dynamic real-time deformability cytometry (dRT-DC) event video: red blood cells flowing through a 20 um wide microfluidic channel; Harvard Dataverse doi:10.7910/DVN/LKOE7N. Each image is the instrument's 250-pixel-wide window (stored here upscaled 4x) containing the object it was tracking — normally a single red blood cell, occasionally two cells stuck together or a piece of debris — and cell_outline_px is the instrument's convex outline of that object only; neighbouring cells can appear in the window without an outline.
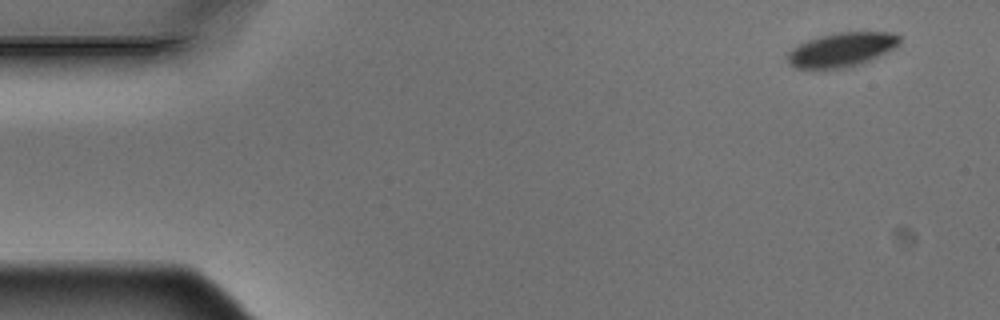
{"species": "Egyptian fruit bat (a non-hibernating species)", "species_latin": "Rousettus aegyptiacus", "temperature_condition": "warm", "stored_images_in_passage": 8, "camera_frame_rate_fps": 3000, "um_per_image_px": 0.085, "animal": {"sex": "male"}, "frame": {"image": 1, "passage_image": 1, "time_ms": 0.0, "image_size_px": [1000, 320], "cell_outline_px": [[900, 40], [896, 48], [888, 52], [860, 64], [844, 68], [792, 68], [788, 64], [788, 52], [792, 48], [808, 40], [820, 36], [836, 32], [892, 32], [900, 36]], "centroid_in_image_um": [71.55, 4.22], "position_along_channel_um": 13.4, "area_um2": 22.31}}
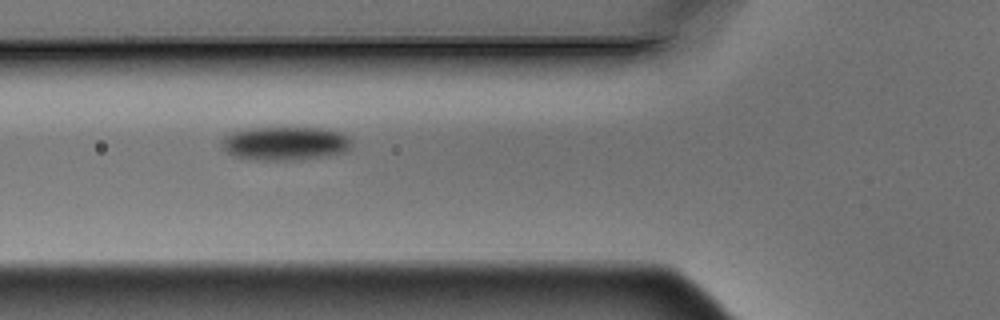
{"frame": {"image": 2, "passage_image": 6, "time_ms": 1.667, "image_size_px": [1000, 320], "cell_outline_px": [[352, 140], [348, 148], [344, 152], [300, 160], [260, 160], [232, 156], [224, 148], [224, 136], [232, 132], [248, 128], [320, 128], [340, 132]], "centroid_in_image_um": [24.23, 12.19], "position_along_channel_um": 101.6, "area_um2": 25.14}}
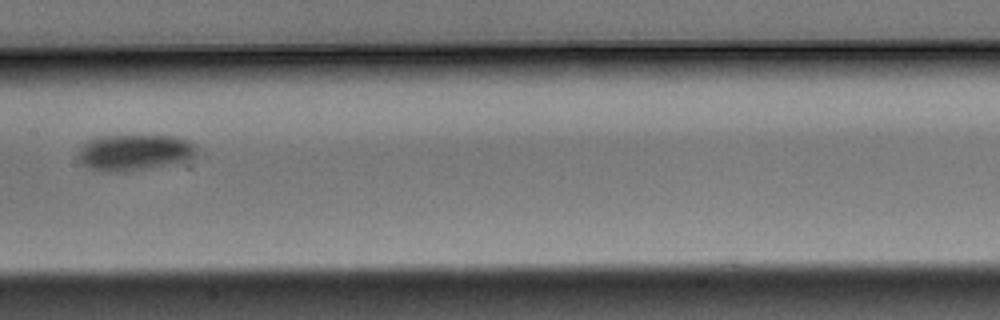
{"frame": {"image": 3, "passage_image": 8, "time_ms": 2.333, "image_size_px": [1000, 320], "cell_outline_px": [[196, 156], [192, 160], [124, 172], [100, 172], [88, 168], [76, 156], [80, 148], [88, 140], [96, 136], [176, 136], [188, 140], [196, 144]], "centroid_in_image_um": [11.43, 12.96], "position_along_channel_um": 196.0, "area_um2": 25.26}}